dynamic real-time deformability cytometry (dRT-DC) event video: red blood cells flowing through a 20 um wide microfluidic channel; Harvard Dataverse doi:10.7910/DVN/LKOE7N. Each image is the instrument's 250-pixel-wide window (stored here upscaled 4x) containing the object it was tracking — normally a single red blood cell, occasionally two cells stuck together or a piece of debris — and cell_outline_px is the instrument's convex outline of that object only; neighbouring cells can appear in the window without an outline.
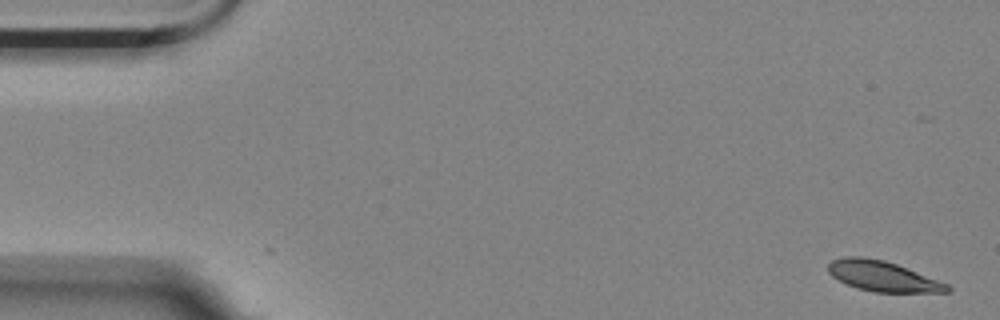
{"species": "Egyptian fruit bat (a non-hibernating species)", "species_latin": "Rousettus aegyptiacus", "temperature_condition": "room temperature", "stored_images_in_passage": 2, "segment_of_instrument_passage": [2, 2], "camera_frame_rate_fps": 3000, "um_per_image_px": 0.085, "animal": {"sex": "female"}, "frame": {"image": 1, "passage_image": 2, "time_ms": 0.333, "image_size_px": [1000, 320], "cell_outline_px": [[952, 292], [872, 292], [856, 288], [832, 276], [828, 272], [828, 264], [832, 260], [844, 256], [860, 256], [884, 260], [896, 264], [948, 284], [952, 288]], "centroid_in_image_um": [75.02, 23.48], "position_along_channel_um": 10.0, "area_um2": 20.92}}